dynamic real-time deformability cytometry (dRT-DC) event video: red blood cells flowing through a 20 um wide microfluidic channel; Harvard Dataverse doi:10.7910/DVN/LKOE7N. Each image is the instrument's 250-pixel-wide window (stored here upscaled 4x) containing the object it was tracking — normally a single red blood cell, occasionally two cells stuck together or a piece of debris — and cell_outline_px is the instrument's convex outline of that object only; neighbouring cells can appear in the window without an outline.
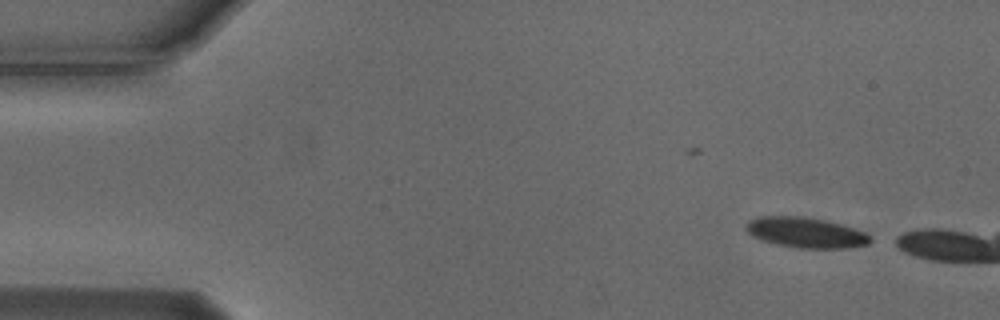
{"species": "Egyptian fruit bat (a non-hibernating species)", "species_latin": "Rousettus aegyptiacus", "temperature_condition": "cold", "stored_images_in_passage": 7, "camera_frame_rate_fps": 3000, "um_per_image_px": 0.085, "animal": {"sex": "male"}, "frame": {"image": 1, "passage_image": 1, "time_ms": 0.0, "image_size_px": [1000, 320], "cell_outline_px": [[872, 240], [868, 244], [848, 248], [796, 248], [776, 244], [760, 240], [752, 236], [744, 228], [744, 224], [748, 220], [760, 216], [804, 216], [824, 220], [840, 224], [864, 232], [872, 236]], "centroid_in_image_um": [68.45, 19.77], "position_along_channel_um": 16.6, "area_um2": 22.2}}